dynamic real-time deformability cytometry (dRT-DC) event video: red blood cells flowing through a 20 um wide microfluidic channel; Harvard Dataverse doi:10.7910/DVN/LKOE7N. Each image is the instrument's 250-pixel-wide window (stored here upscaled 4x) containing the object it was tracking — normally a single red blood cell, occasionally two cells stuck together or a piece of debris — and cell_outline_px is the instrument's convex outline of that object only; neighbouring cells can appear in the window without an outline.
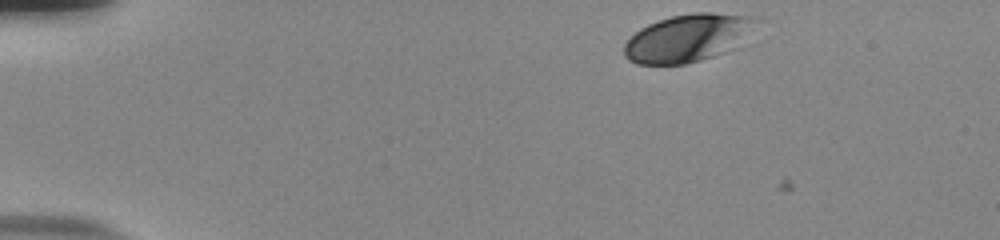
{"species": "human", "species_latin": "Homo sapiens", "temperature_condition": "room temperature", "stored_images_in_passage": 39, "camera_frame_rate_fps": 3000, "um_per_image_px": 0.085, "donor": {"sex": "male"}, "frame": {"image": 1, "passage_image": 1, "time_ms": 0.0, "image_size_px": [1000, 240], "cell_outline_px": [[768, 20], [724, 52], [700, 60], [684, 64], [636, 64], [628, 60], [624, 56], [624, 44], [640, 28], [648, 24], [672, 16], [692, 12], [712, 12], [760, 16]], "centroid_in_image_um": [58.55, 3.18], "position_along_channel_um": 26.4, "area_um2": 36.99}}
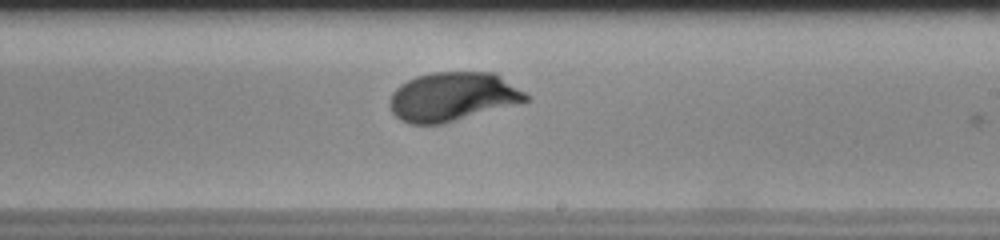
{"frame": {"image": 2, "passage_image": 26, "time_ms": 8.333, "image_size_px": [1000, 240], "cell_outline_px": [[532, 100], [520, 104], [444, 124], [408, 124], [400, 120], [392, 112], [388, 104], [388, 100], [392, 92], [400, 84], [416, 76], [432, 72], [496, 72], [532, 96]], "centroid_in_image_um": [38.53, 8.23], "position_along_channel_um": 250.5, "area_um2": 39.77}}
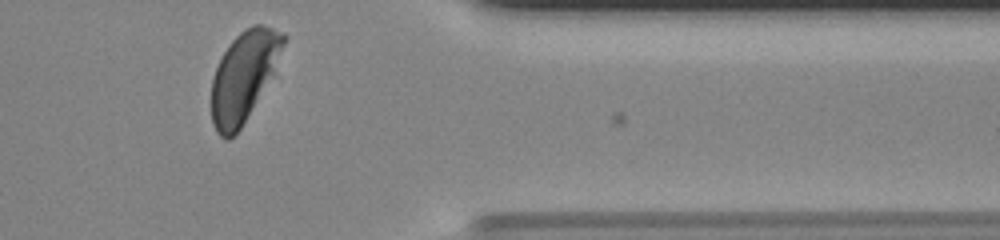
{"frame": {"image": 3, "passage_image": 38, "time_ms": 12.333, "image_size_px": [1000, 240], "cell_outline_px": [[288, 36], [272, 76], [240, 128], [228, 140], [224, 140], [216, 132], [212, 124], [212, 80], [216, 68], [224, 52], [232, 40], [240, 32], [252, 24], [260, 24], [272, 28]], "centroid_in_image_um": [20.72, 6.47], "position_along_channel_um": 390.7, "area_um2": 37.17}, "authors_computed_cell_mechanics": {"area_um2": 38.4948, "velocity_mm_per_s": 3.8076, "shape_relaxation_time_tau1_ms": 2.5193, "shape_relaxation_time_tau2_ms": null, "deformation_change_tau1": 0.1453, "deformation_change_tau2": null}}